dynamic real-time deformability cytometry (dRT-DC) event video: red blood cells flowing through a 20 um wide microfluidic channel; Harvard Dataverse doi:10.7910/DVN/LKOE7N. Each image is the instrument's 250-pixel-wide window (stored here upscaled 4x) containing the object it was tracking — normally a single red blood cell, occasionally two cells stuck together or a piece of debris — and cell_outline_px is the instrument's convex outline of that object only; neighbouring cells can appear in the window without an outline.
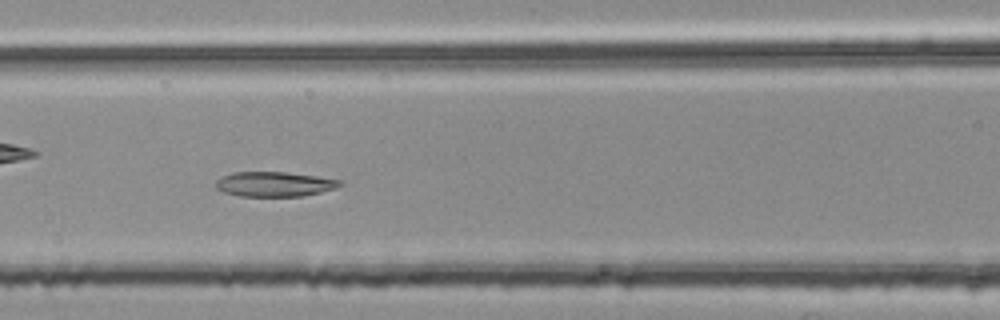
{"species": "common noctule bat (a hibernating species)", "species_latin": "Nyctalus noctula", "temperature_condition": "room temperature", "stored_images_in_passage": 51, "camera_frame_rate_fps": 3000, "um_per_image_px": 0.085, "animal": {"sex": "female", "body_mass_g": 25.1}, "frame": {"image": 1, "passage_image": 22, "time_ms": 7.0, "image_size_px": [1000, 320], "cell_outline_px": [[344, 184], [336, 188], [304, 196], [240, 196], [224, 192], [216, 188], [216, 180], [220, 176], [232, 172], [284, 172], [316, 176], [340, 180]], "centroid_in_image_um": [23.31, 15.65], "position_along_channel_um": 143.3, "area_um2": 17.98}}
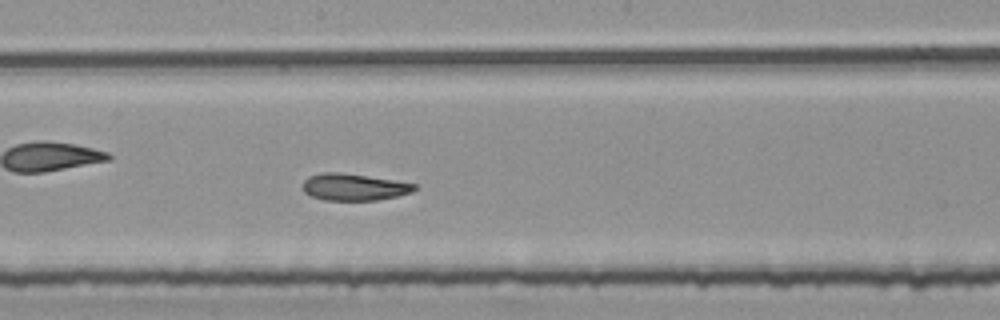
{"frame": {"image": 2, "passage_image": 28, "time_ms": 9.0, "image_size_px": [1000, 320], "cell_outline_px": [[420, 188], [412, 192], [396, 196], [376, 200], [324, 200], [312, 196], [304, 192], [304, 180], [308, 176], [324, 172], [340, 172], [396, 180], [416, 184]], "centroid_in_image_um": [30.12, 15.89], "position_along_channel_um": 218.1, "area_um2": 17.51}}
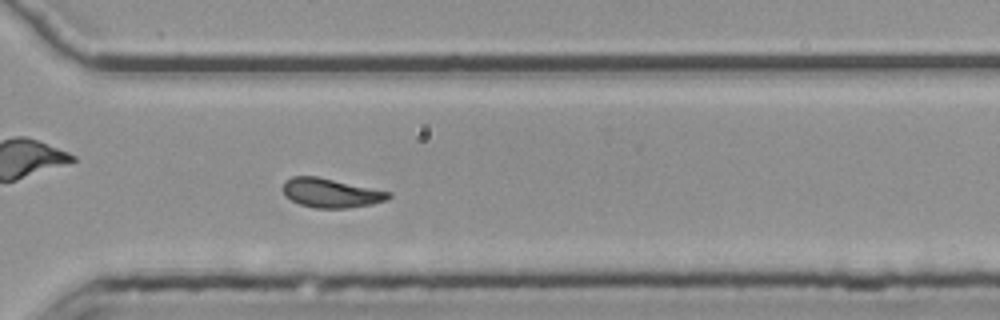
{"frame": {"image": 3, "passage_image": 38, "time_ms": 12.333, "image_size_px": [1000, 320], "cell_outline_px": [[392, 196], [388, 200], [372, 204], [348, 208], [316, 208], [300, 204], [284, 196], [284, 180], [292, 176], [316, 176], [392, 192]], "centroid_in_image_um": [28.15, 16.4], "position_along_channel_um": 342.4, "area_um2": 17.98}, "authors_computed_cell_mechanics": {"area_um2": 18.3226, "velocity_mm_per_s": 3.7525, "shape_relaxation_time_tau1_ms": null, "shape_relaxation_time_tau2_ms": 3.8811, "deformation_change_tau1": null, "deformation_change_tau2": 0.0929}}